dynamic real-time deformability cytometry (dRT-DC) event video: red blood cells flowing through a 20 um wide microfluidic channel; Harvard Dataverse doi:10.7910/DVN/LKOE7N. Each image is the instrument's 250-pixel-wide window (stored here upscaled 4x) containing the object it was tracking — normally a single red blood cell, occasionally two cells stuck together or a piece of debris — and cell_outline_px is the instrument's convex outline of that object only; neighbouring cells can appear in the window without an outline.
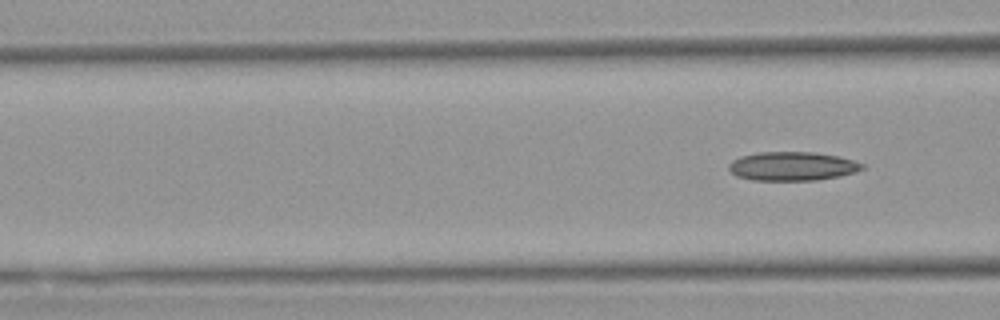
{"species": "Egyptian fruit bat (a non-hibernating species)", "species_latin": "Rousettus aegyptiacus", "temperature_condition": "warm", "stored_images_in_passage": 5, "camera_frame_rate_fps": 3000, "um_per_image_px": 0.085, "animal": {"sex": "female"}, "frame": {"image": 1, "passage_image": 5, "time_ms": 4.667, "image_size_px": [1000, 320], "cell_outline_px": [[864, 168], [856, 172], [840, 176], [816, 180], [752, 180], [736, 176], [728, 168], [728, 164], [732, 160], [740, 156], [756, 152], [812, 152], [836, 156], [852, 160], [864, 164]], "centroid_in_image_um": [67.31, 14.13], "position_along_channel_um": 99.3, "area_um2": 22.43}}